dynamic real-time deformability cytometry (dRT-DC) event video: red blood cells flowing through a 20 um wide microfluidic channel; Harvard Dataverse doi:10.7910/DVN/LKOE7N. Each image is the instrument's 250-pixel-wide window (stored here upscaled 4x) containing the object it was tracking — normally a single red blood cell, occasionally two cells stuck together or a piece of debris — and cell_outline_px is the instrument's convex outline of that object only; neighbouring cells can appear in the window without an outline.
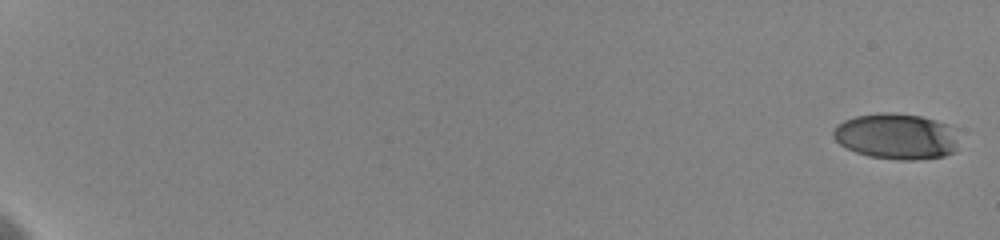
{"species": "human", "species_latin": "Homo sapiens", "temperature_condition": "cold", "stored_images_in_passage": 29, "camera_frame_rate_fps": 3000, "um_per_image_px": 0.085, "donor": {"sex": "female"}, "frame": {"image": 1, "passage_image": 1, "time_ms": 0.0, "image_size_px": [1000, 240], "cell_outline_px": [[956, 152], [944, 156], [916, 160], [896, 160], [868, 156], [856, 152], [840, 144], [832, 136], [832, 132], [836, 124], [844, 120], [856, 116], [876, 112], [892, 112], [920, 116], [936, 120], [948, 124], [956, 148]], "centroid_in_image_um": [76.11, 11.59], "position_along_channel_um": 8.9, "area_um2": 33.41}}
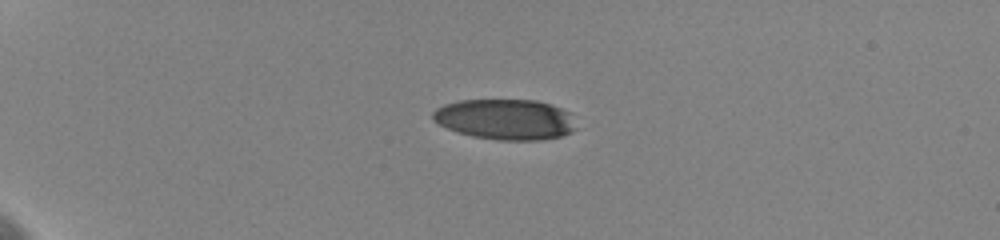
{"frame": {"image": 2, "passage_image": 13, "time_ms": 5.333, "image_size_px": [1000, 240], "cell_outline_px": [[576, 128], [572, 132], [560, 136], [540, 140], [496, 140], [472, 136], [448, 128], [432, 120], [432, 112], [436, 108], [444, 104], [460, 100], [536, 100], [552, 104], [572, 112]], "centroid_in_image_um": [42.99, 10.13], "position_along_channel_um": 42.0, "area_um2": 34.1}}